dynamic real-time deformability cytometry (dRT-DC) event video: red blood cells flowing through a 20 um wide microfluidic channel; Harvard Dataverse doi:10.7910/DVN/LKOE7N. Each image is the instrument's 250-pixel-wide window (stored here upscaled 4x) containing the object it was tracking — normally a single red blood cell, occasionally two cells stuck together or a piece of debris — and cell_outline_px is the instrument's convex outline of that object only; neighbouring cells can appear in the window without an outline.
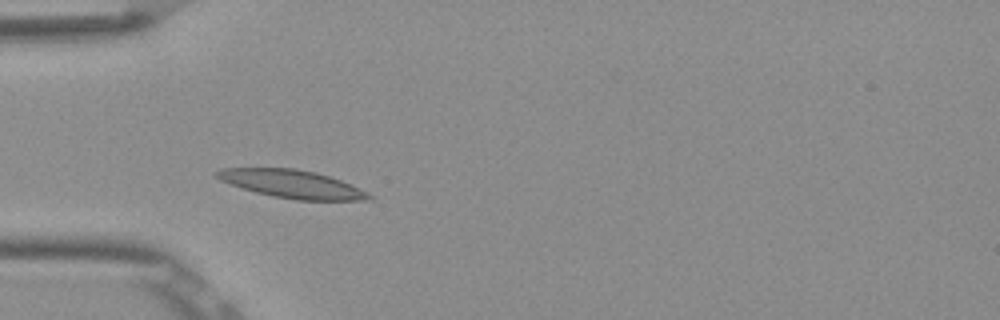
{"species": "Egyptian fruit bat (a non-hibernating species)", "species_latin": "Rousettus aegyptiacus", "temperature_condition": "room temperature", "stored_images_in_passage": 9, "camera_frame_rate_fps": 3000, "um_per_image_px": 0.085, "frame": {"image": 1, "passage_image": 3, "time_ms": 0.667, "image_size_px": [1000, 320], "cell_outline_px": [[376, 196], [372, 200], [296, 200], [272, 196], [256, 192], [220, 180], [212, 172], [220, 168], [296, 168], [316, 172], [340, 180], [368, 192]], "centroid_in_image_um": [24.84, 15.64], "position_along_channel_um": 60.2, "area_um2": 24.85}}
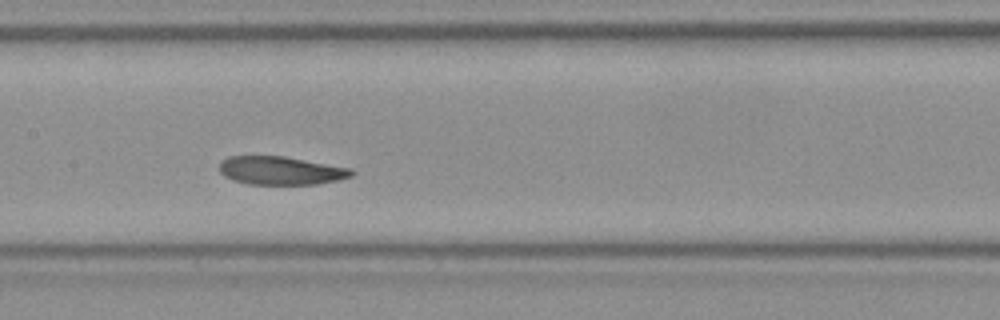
{"frame": {"image": 2, "passage_image": 6, "time_ms": 1.667, "image_size_px": [1000, 320], "cell_outline_px": [[356, 172], [352, 176], [336, 180], [316, 184], [248, 184], [232, 180], [224, 176], [220, 172], [220, 160], [228, 156], [284, 156], [352, 168]], "centroid_in_image_um": [23.86, 14.49], "position_along_channel_um": 183.5, "area_um2": 21.91}}
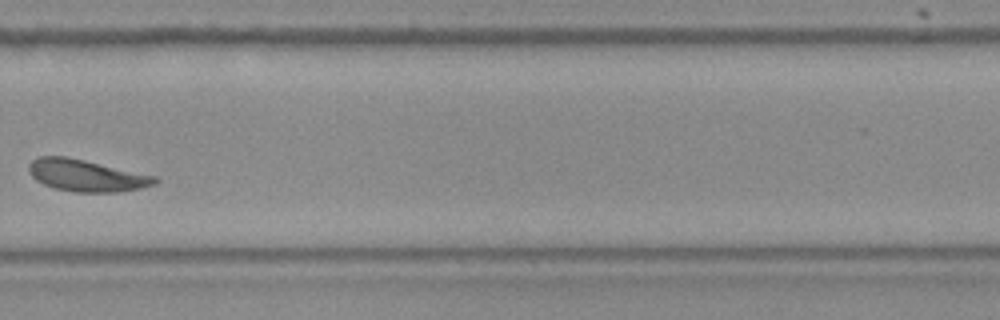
{"frame": {"image": 3, "passage_image": 9, "time_ms": 2.667, "image_size_px": [1000, 320], "cell_outline_px": [[160, 180], [156, 184], [140, 188], [120, 192], [72, 192], [56, 188], [44, 184], [36, 180], [28, 172], [28, 164], [32, 160], [40, 156], [68, 156], [156, 176]], "centroid_in_image_um": [7.34, 14.91], "position_along_channel_um": 322.5, "area_um2": 23.52}}